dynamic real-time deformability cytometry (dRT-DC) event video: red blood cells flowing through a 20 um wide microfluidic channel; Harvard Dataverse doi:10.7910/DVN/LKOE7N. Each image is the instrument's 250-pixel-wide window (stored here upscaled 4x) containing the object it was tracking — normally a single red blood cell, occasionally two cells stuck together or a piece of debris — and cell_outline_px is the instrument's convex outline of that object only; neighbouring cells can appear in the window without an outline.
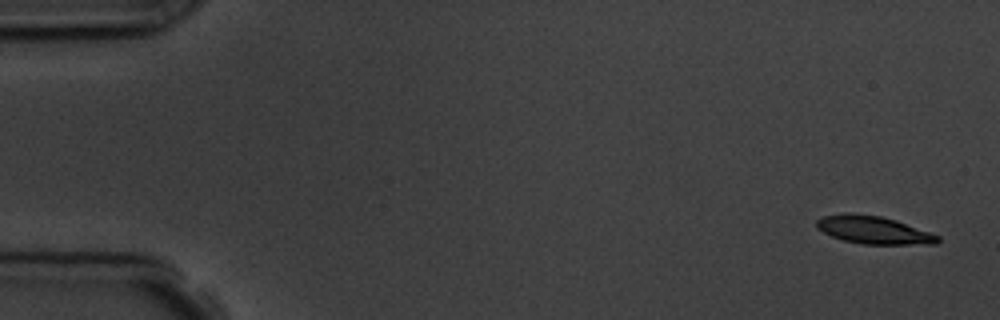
{"species": "common noctule bat (a hibernating species)", "species_latin": "Nyctalus noctula", "temperature_condition": "room temperature", "stored_images_in_passage": 4, "camera_frame_rate_fps": 3000, "um_per_image_px": 0.085, "animal": {"sex": "male", "body_mass_g": 19.5, "forearm_length_mm": 54.6}, "frame": {"image": 1, "passage_image": 1, "time_ms": 0.0, "image_size_px": [1000, 320], "cell_outline_px": [[940, 240], [936, 244], [860, 244], [844, 240], [832, 236], [816, 228], [816, 220], [824, 216], [844, 212], [848, 212], [880, 216], [896, 220], [940, 236]], "centroid_in_image_um": [74.23, 19.54], "position_along_channel_um": 10.8, "area_um2": 19.59}}
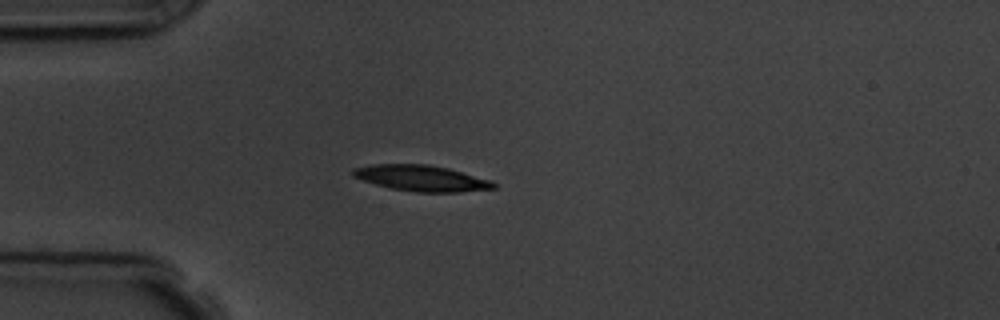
{"frame": {"image": 2, "passage_image": 4, "time_ms": 4.333, "image_size_px": [1000, 320], "cell_outline_px": [[496, 188], [460, 192], [416, 192], [388, 188], [352, 176], [352, 168], [372, 164], [428, 164], [448, 168], [492, 180], [496, 184]], "centroid_in_image_um": [35.83, 15.14], "position_along_channel_um": 49.2, "area_um2": 21.33}}